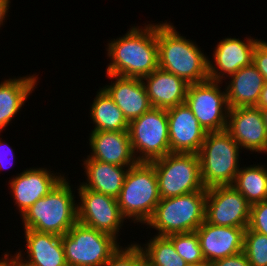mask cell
Returning a JSON list of instances; mask_svg holds the SVG:
<instances>
[{
	"label": "cell",
	"instance_id": "6da1fadb",
	"mask_svg": "<svg viewBox=\"0 0 267 266\" xmlns=\"http://www.w3.org/2000/svg\"><path fill=\"white\" fill-rule=\"evenodd\" d=\"M107 46L111 62L106 74L142 79L159 67L157 24L131 27L123 37Z\"/></svg>",
	"mask_w": 267,
	"mask_h": 266
},
{
	"label": "cell",
	"instance_id": "7a4b0ae2",
	"mask_svg": "<svg viewBox=\"0 0 267 266\" xmlns=\"http://www.w3.org/2000/svg\"><path fill=\"white\" fill-rule=\"evenodd\" d=\"M159 68L171 72L188 84L209 79L208 57L192 40L176 31L174 25L157 24Z\"/></svg>",
	"mask_w": 267,
	"mask_h": 266
},
{
	"label": "cell",
	"instance_id": "3957f363",
	"mask_svg": "<svg viewBox=\"0 0 267 266\" xmlns=\"http://www.w3.org/2000/svg\"><path fill=\"white\" fill-rule=\"evenodd\" d=\"M64 177L47 195L37 200L23 215L24 230L66 234L77 222V203Z\"/></svg>",
	"mask_w": 267,
	"mask_h": 266
},
{
	"label": "cell",
	"instance_id": "277c9868",
	"mask_svg": "<svg viewBox=\"0 0 267 266\" xmlns=\"http://www.w3.org/2000/svg\"><path fill=\"white\" fill-rule=\"evenodd\" d=\"M239 149L240 146L226 129L207 132L198 152L205 189L234 183L240 170Z\"/></svg>",
	"mask_w": 267,
	"mask_h": 266
},
{
	"label": "cell",
	"instance_id": "5b68a950",
	"mask_svg": "<svg viewBox=\"0 0 267 266\" xmlns=\"http://www.w3.org/2000/svg\"><path fill=\"white\" fill-rule=\"evenodd\" d=\"M206 190L162 198L146 222L158 236L196 231L205 221Z\"/></svg>",
	"mask_w": 267,
	"mask_h": 266
},
{
	"label": "cell",
	"instance_id": "8992f818",
	"mask_svg": "<svg viewBox=\"0 0 267 266\" xmlns=\"http://www.w3.org/2000/svg\"><path fill=\"white\" fill-rule=\"evenodd\" d=\"M160 200L154 166L148 162H138L129 167L117 198L122 216L125 219L132 217L134 223L146 224Z\"/></svg>",
	"mask_w": 267,
	"mask_h": 266
},
{
	"label": "cell",
	"instance_id": "52a82bcc",
	"mask_svg": "<svg viewBox=\"0 0 267 266\" xmlns=\"http://www.w3.org/2000/svg\"><path fill=\"white\" fill-rule=\"evenodd\" d=\"M61 240L68 266H105L120 246L115 237L79 222Z\"/></svg>",
	"mask_w": 267,
	"mask_h": 266
},
{
	"label": "cell",
	"instance_id": "ba28073f",
	"mask_svg": "<svg viewBox=\"0 0 267 266\" xmlns=\"http://www.w3.org/2000/svg\"><path fill=\"white\" fill-rule=\"evenodd\" d=\"M150 163L155 168L161 199L207 190L201 178L198 154L168 153Z\"/></svg>",
	"mask_w": 267,
	"mask_h": 266
},
{
	"label": "cell",
	"instance_id": "9c48e42d",
	"mask_svg": "<svg viewBox=\"0 0 267 266\" xmlns=\"http://www.w3.org/2000/svg\"><path fill=\"white\" fill-rule=\"evenodd\" d=\"M128 134L138 162L150 163L170 153L169 125L165 109L152 107L139 118L130 121Z\"/></svg>",
	"mask_w": 267,
	"mask_h": 266
},
{
	"label": "cell",
	"instance_id": "30bf717a",
	"mask_svg": "<svg viewBox=\"0 0 267 266\" xmlns=\"http://www.w3.org/2000/svg\"><path fill=\"white\" fill-rule=\"evenodd\" d=\"M222 82L206 80L189 84L185 104L206 132L227 128L229 105L226 90H220Z\"/></svg>",
	"mask_w": 267,
	"mask_h": 266
},
{
	"label": "cell",
	"instance_id": "8fae6325",
	"mask_svg": "<svg viewBox=\"0 0 267 266\" xmlns=\"http://www.w3.org/2000/svg\"><path fill=\"white\" fill-rule=\"evenodd\" d=\"M80 201L77 204V222L117 238L126 220L116 198L94 192L79 185Z\"/></svg>",
	"mask_w": 267,
	"mask_h": 266
},
{
	"label": "cell",
	"instance_id": "7c38bea8",
	"mask_svg": "<svg viewBox=\"0 0 267 266\" xmlns=\"http://www.w3.org/2000/svg\"><path fill=\"white\" fill-rule=\"evenodd\" d=\"M251 204L232 185L206 190L205 221L217 226L247 228Z\"/></svg>",
	"mask_w": 267,
	"mask_h": 266
},
{
	"label": "cell",
	"instance_id": "4fadbf2b",
	"mask_svg": "<svg viewBox=\"0 0 267 266\" xmlns=\"http://www.w3.org/2000/svg\"><path fill=\"white\" fill-rule=\"evenodd\" d=\"M226 130L241 149L267 153V131L260 108H230Z\"/></svg>",
	"mask_w": 267,
	"mask_h": 266
},
{
	"label": "cell",
	"instance_id": "5bb4252c",
	"mask_svg": "<svg viewBox=\"0 0 267 266\" xmlns=\"http://www.w3.org/2000/svg\"><path fill=\"white\" fill-rule=\"evenodd\" d=\"M170 153L198 154L207 132L184 103L167 109Z\"/></svg>",
	"mask_w": 267,
	"mask_h": 266
},
{
	"label": "cell",
	"instance_id": "9a60e30c",
	"mask_svg": "<svg viewBox=\"0 0 267 266\" xmlns=\"http://www.w3.org/2000/svg\"><path fill=\"white\" fill-rule=\"evenodd\" d=\"M245 40L228 37L216 45L212 56L216 64L213 65V61L208 60L210 80L221 82L223 78L230 77L242 67L252 63L253 51L259 40L251 36ZM225 74L227 75L224 76Z\"/></svg>",
	"mask_w": 267,
	"mask_h": 266
},
{
	"label": "cell",
	"instance_id": "2e32d148",
	"mask_svg": "<svg viewBox=\"0 0 267 266\" xmlns=\"http://www.w3.org/2000/svg\"><path fill=\"white\" fill-rule=\"evenodd\" d=\"M47 168H29L13 177L9 181L10 191L17 204L21 216L40 198L52 191L64 178L58 176Z\"/></svg>",
	"mask_w": 267,
	"mask_h": 266
},
{
	"label": "cell",
	"instance_id": "e0dca14e",
	"mask_svg": "<svg viewBox=\"0 0 267 266\" xmlns=\"http://www.w3.org/2000/svg\"><path fill=\"white\" fill-rule=\"evenodd\" d=\"M245 229L217 226L204 221L196 233L207 265L243 251Z\"/></svg>",
	"mask_w": 267,
	"mask_h": 266
},
{
	"label": "cell",
	"instance_id": "ac0fdd59",
	"mask_svg": "<svg viewBox=\"0 0 267 266\" xmlns=\"http://www.w3.org/2000/svg\"><path fill=\"white\" fill-rule=\"evenodd\" d=\"M89 144L92 149L90 159L123 167L138 163L128 131H91Z\"/></svg>",
	"mask_w": 267,
	"mask_h": 266
},
{
	"label": "cell",
	"instance_id": "d6986e66",
	"mask_svg": "<svg viewBox=\"0 0 267 266\" xmlns=\"http://www.w3.org/2000/svg\"><path fill=\"white\" fill-rule=\"evenodd\" d=\"M107 77L116 81L103 89L120 108L128 122L139 118L152 108L141 79L112 74H107Z\"/></svg>",
	"mask_w": 267,
	"mask_h": 266
},
{
	"label": "cell",
	"instance_id": "ffe728a7",
	"mask_svg": "<svg viewBox=\"0 0 267 266\" xmlns=\"http://www.w3.org/2000/svg\"><path fill=\"white\" fill-rule=\"evenodd\" d=\"M141 80L153 108L167 110L186 101L189 84L171 72L158 67Z\"/></svg>",
	"mask_w": 267,
	"mask_h": 266
},
{
	"label": "cell",
	"instance_id": "44dd1931",
	"mask_svg": "<svg viewBox=\"0 0 267 266\" xmlns=\"http://www.w3.org/2000/svg\"><path fill=\"white\" fill-rule=\"evenodd\" d=\"M230 77L225 86L229 108L257 107L265 80L256 66L251 63Z\"/></svg>",
	"mask_w": 267,
	"mask_h": 266
},
{
	"label": "cell",
	"instance_id": "7402d4cb",
	"mask_svg": "<svg viewBox=\"0 0 267 266\" xmlns=\"http://www.w3.org/2000/svg\"><path fill=\"white\" fill-rule=\"evenodd\" d=\"M24 231L28 254L24 263L30 266H68L61 236L32 229Z\"/></svg>",
	"mask_w": 267,
	"mask_h": 266
},
{
	"label": "cell",
	"instance_id": "603a6c76",
	"mask_svg": "<svg viewBox=\"0 0 267 266\" xmlns=\"http://www.w3.org/2000/svg\"><path fill=\"white\" fill-rule=\"evenodd\" d=\"M87 181L83 188L118 198L129 167L118 166L87 157L83 163ZM127 168V169H125Z\"/></svg>",
	"mask_w": 267,
	"mask_h": 266
},
{
	"label": "cell",
	"instance_id": "cb8c5ba5",
	"mask_svg": "<svg viewBox=\"0 0 267 266\" xmlns=\"http://www.w3.org/2000/svg\"><path fill=\"white\" fill-rule=\"evenodd\" d=\"M37 75L6 79L0 83V132L8 126L11 119L24 105L34 91Z\"/></svg>",
	"mask_w": 267,
	"mask_h": 266
},
{
	"label": "cell",
	"instance_id": "d4e9b609",
	"mask_svg": "<svg viewBox=\"0 0 267 266\" xmlns=\"http://www.w3.org/2000/svg\"><path fill=\"white\" fill-rule=\"evenodd\" d=\"M92 131H128L129 122L107 92L101 88L90 108Z\"/></svg>",
	"mask_w": 267,
	"mask_h": 266
},
{
	"label": "cell",
	"instance_id": "484cf974",
	"mask_svg": "<svg viewBox=\"0 0 267 266\" xmlns=\"http://www.w3.org/2000/svg\"><path fill=\"white\" fill-rule=\"evenodd\" d=\"M232 186L251 205L267 200V167L259 164L241 167Z\"/></svg>",
	"mask_w": 267,
	"mask_h": 266
},
{
	"label": "cell",
	"instance_id": "4316f807",
	"mask_svg": "<svg viewBox=\"0 0 267 266\" xmlns=\"http://www.w3.org/2000/svg\"><path fill=\"white\" fill-rule=\"evenodd\" d=\"M144 245L145 247L141 248L145 259L153 266H188L176 252L172 241L167 236L154 235Z\"/></svg>",
	"mask_w": 267,
	"mask_h": 266
},
{
	"label": "cell",
	"instance_id": "83f0119b",
	"mask_svg": "<svg viewBox=\"0 0 267 266\" xmlns=\"http://www.w3.org/2000/svg\"><path fill=\"white\" fill-rule=\"evenodd\" d=\"M167 237L172 241L176 252L188 265H207L196 231L171 234Z\"/></svg>",
	"mask_w": 267,
	"mask_h": 266
},
{
	"label": "cell",
	"instance_id": "f1b7e54d",
	"mask_svg": "<svg viewBox=\"0 0 267 266\" xmlns=\"http://www.w3.org/2000/svg\"><path fill=\"white\" fill-rule=\"evenodd\" d=\"M243 252L251 266H267V236L246 228Z\"/></svg>",
	"mask_w": 267,
	"mask_h": 266
},
{
	"label": "cell",
	"instance_id": "f546056e",
	"mask_svg": "<svg viewBox=\"0 0 267 266\" xmlns=\"http://www.w3.org/2000/svg\"><path fill=\"white\" fill-rule=\"evenodd\" d=\"M129 246V247H128ZM123 248L120 246L110 257L105 266H140L145 258L139 244H131Z\"/></svg>",
	"mask_w": 267,
	"mask_h": 266
},
{
	"label": "cell",
	"instance_id": "4dcf8cb0",
	"mask_svg": "<svg viewBox=\"0 0 267 266\" xmlns=\"http://www.w3.org/2000/svg\"><path fill=\"white\" fill-rule=\"evenodd\" d=\"M247 228L267 236V200L251 205Z\"/></svg>",
	"mask_w": 267,
	"mask_h": 266
},
{
	"label": "cell",
	"instance_id": "1f68e13d",
	"mask_svg": "<svg viewBox=\"0 0 267 266\" xmlns=\"http://www.w3.org/2000/svg\"><path fill=\"white\" fill-rule=\"evenodd\" d=\"M252 63L267 82V42L259 40L253 51Z\"/></svg>",
	"mask_w": 267,
	"mask_h": 266
},
{
	"label": "cell",
	"instance_id": "d6a6232c",
	"mask_svg": "<svg viewBox=\"0 0 267 266\" xmlns=\"http://www.w3.org/2000/svg\"><path fill=\"white\" fill-rule=\"evenodd\" d=\"M208 266H251L243 251L238 254L213 261Z\"/></svg>",
	"mask_w": 267,
	"mask_h": 266
},
{
	"label": "cell",
	"instance_id": "836d02e7",
	"mask_svg": "<svg viewBox=\"0 0 267 266\" xmlns=\"http://www.w3.org/2000/svg\"><path fill=\"white\" fill-rule=\"evenodd\" d=\"M2 143H4V144H2ZM7 146H8V148H7ZM11 160L12 161L14 160L13 149L10 147V145L1 141V139H0V169L9 168L8 165H10Z\"/></svg>",
	"mask_w": 267,
	"mask_h": 266
},
{
	"label": "cell",
	"instance_id": "e575fe53",
	"mask_svg": "<svg viewBox=\"0 0 267 266\" xmlns=\"http://www.w3.org/2000/svg\"><path fill=\"white\" fill-rule=\"evenodd\" d=\"M9 3H11L10 0H0V27L8 15Z\"/></svg>",
	"mask_w": 267,
	"mask_h": 266
},
{
	"label": "cell",
	"instance_id": "d590c367",
	"mask_svg": "<svg viewBox=\"0 0 267 266\" xmlns=\"http://www.w3.org/2000/svg\"><path fill=\"white\" fill-rule=\"evenodd\" d=\"M257 107L260 109H266L267 108V82H265L263 86V90L261 92V96L259 99V102L257 104Z\"/></svg>",
	"mask_w": 267,
	"mask_h": 266
},
{
	"label": "cell",
	"instance_id": "8d00e7d4",
	"mask_svg": "<svg viewBox=\"0 0 267 266\" xmlns=\"http://www.w3.org/2000/svg\"><path fill=\"white\" fill-rule=\"evenodd\" d=\"M4 257L0 260V266H15L14 263V256H11L9 258V252L6 254V252L3 255Z\"/></svg>",
	"mask_w": 267,
	"mask_h": 266
},
{
	"label": "cell",
	"instance_id": "74e56055",
	"mask_svg": "<svg viewBox=\"0 0 267 266\" xmlns=\"http://www.w3.org/2000/svg\"><path fill=\"white\" fill-rule=\"evenodd\" d=\"M24 255H22L21 251L17 252L15 255H14V263H15V266H30L26 263L23 262V257Z\"/></svg>",
	"mask_w": 267,
	"mask_h": 266
},
{
	"label": "cell",
	"instance_id": "f35d334b",
	"mask_svg": "<svg viewBox=\"0 0 267 266\" xmlns=\"http://www.w3.org/2000/svg\"><path fill=\"white\" fill-rule=\"evenodd\" d=\"M262 117H263V122L264 125L266 127V131H267V108L266 109H260Z\"/></svg>",
	"mask_w": 267,
	"mask_h": 266
},
{
	"label": "cell",
	"instance_id": "ab89813d",
	"mask_svg": "<svg viewBox=\"0 0 267 266\" xmlns=\"http://www.w3.org/2000/svg\"><path fill=\"white\" fill-rule=\"evenodd\" d=\"M140 266H153L149 261L145 258L141 261Z\"/></svg>",
	"mask_w": 267,
	"mask_h": 266
},
{
	"label": "cell",
	"instance_id": "60d3db41",
	"mask_svg": "<svg viewBox=\"0 0 267 266\" xmlns=\"http://www.w3.org/2000/svg\"><path fill=\"white\" fill-rule=\"evenodd\" d=\"M188 266H208V265H188Z\"/></svg>",
	"mask_w": 267,
	"mask_h": 266
}]
</instances>
